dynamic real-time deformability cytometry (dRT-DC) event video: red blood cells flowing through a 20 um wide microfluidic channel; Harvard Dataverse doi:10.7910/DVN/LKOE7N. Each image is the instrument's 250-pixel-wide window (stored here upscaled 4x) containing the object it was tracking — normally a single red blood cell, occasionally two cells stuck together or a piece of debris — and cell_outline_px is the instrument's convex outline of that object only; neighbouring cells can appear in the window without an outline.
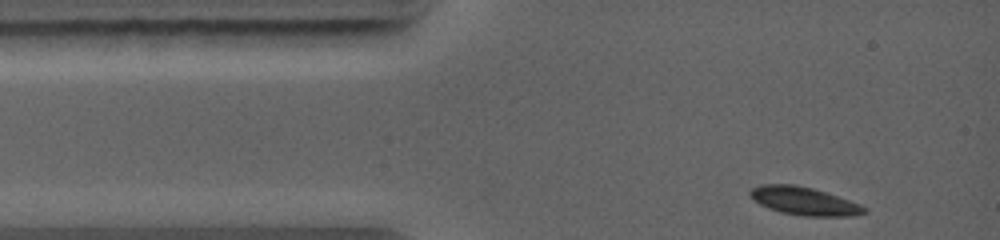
{"species": "common noctule bat (a hibernating species)", "species_latin": "Nyctalus noctula", "temperature_condition": "warm", "stored_images_in_passage": 29, "camera_frame_rate_fps": 5000, "um_per_image_px": 0.085, "animal": {"sex": "female", "body_mass_g": 19.0, "forearm_length_mm": 56.7}, "frame": {"image": 1, "passage_image": 1, "time_ms": 0.0, "image_size_px": [1000, 240], "cell_outline_px": [[868, 212], [852, 216], [804, 216], [780, 212], [768, 208], [752, 200], [748, 192], [752, 188], [760, 184], [796, 184], [812, 188], [860, 204], [868, 208]], "centroid_in_image_um": [68.32, 17.09], "position_along_channel_um": 16.7, "area_um2": 18.73}}
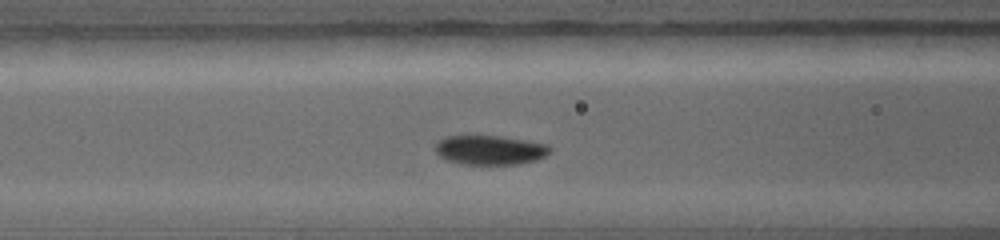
{"frame": {"image": 2, "passage_image": 11, "time_ms": 3.2, "image_size_px": [1000, 240], "cell_outline_px": [[552, 148], [544, 156], [536, 160], [520, 164], [460, 164], [444, 160], [436, 152], [436, 140], [444, 136], [500, 136], [548, 144]], "centroid_in_image_um": [41.6, 12.75], "position_along_channel_um": 125.0, "area_um2": 19.71}}
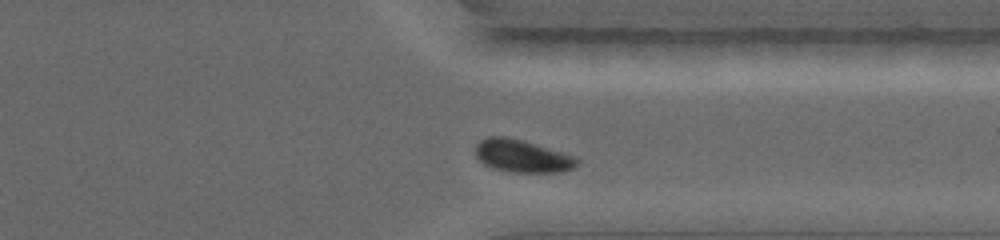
{"frame": {"image": 3, "passage_image": 26, "time_ms": 8.4, "image_size_px": [1000, 240], "cell_outline_px": [[580, 160], [576, 168], [560, 172], [512, 172], [496, 168], [484, 164], [476, 156], [476, 144], [480, 140], [488, 136], [504, 136], [524, 140], [576, 156]], "centroid_in_image_um": [44.44, 13.25], "position_along_channel_um": 367.0, "area_um2": 19.42}}